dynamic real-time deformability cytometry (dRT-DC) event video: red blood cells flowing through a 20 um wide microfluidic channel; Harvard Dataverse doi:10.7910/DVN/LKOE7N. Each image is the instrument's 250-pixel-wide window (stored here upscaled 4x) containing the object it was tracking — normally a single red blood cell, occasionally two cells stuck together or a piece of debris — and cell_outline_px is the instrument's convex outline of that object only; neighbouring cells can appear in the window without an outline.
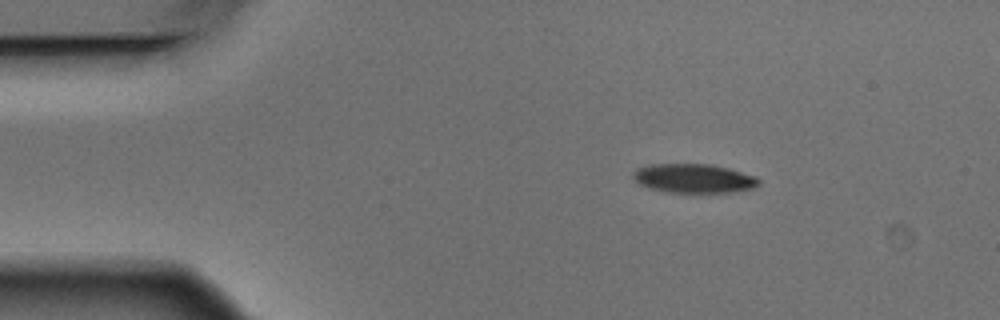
{"species": "Egyptian fruit bat (a non-hibernating species)", "species_latin": "Rousettus aegyptiacus", "temperature_condition": "warm", "stored_images_in_passage": 3, "camera_frame_rate_fps": 3000, "um_per_image_px": 0.085, "animal": {"sex": "male"}, "frame": {"image": 1, "passage_image": 1, "time_ms": 0.0, "image_size_px": [1000, 320], "cell_outline_px": [[760, 184], [752, 188], [728, 192], [668, 192], [648, 188], [640, 184], [632, 176], [636, 168], [648, 164], [712, 164], [728, 168], [756, 176], [760, 180]], "centroid_in_image_um": [58.96, 15.15], "position_along_channel_um": 26.0, "area_um2": 21.21}}